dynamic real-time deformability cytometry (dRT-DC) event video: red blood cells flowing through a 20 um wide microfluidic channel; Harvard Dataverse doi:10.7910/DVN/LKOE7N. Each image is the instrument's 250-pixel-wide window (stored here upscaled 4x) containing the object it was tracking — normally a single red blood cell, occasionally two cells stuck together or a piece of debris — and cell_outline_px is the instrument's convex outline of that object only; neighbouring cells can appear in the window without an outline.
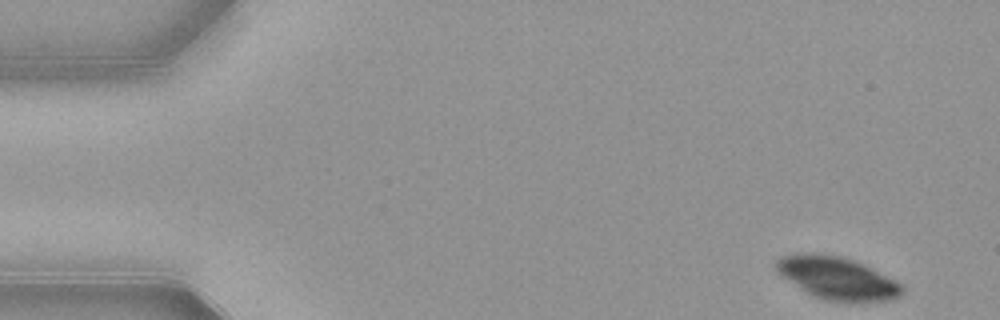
{"species": "common noctule bat (a hibernating species)", "species_latin": "Nyctalus noctula", "temperature_condition": "warm", "stored_images_in_passage": 51, "camera_frame_rate_fps": 3000, "um_per_image_px": 0.085, "animal": {"sex": "female", "body_mass_g": 21.9}, "frame": {"image": 1, "passage_image": 1, "time_ms": 0.0, "image_size_px": [1000, 320], "cell_outline_px": [[904, 292], [900, 296], [892, 300], [856, 304], [848, 304], [824, 300], [812, 296], [780, 276], [776, 272], [776, 260], [784, 256], [800, 252], [820, 252], [840, 256], [864, 264], [900, 284], [904, 288]], "centroid_in_image_um": [71.14, 23.68], "position_along_channel_um": 13.9, "area_um2": 32.08}}
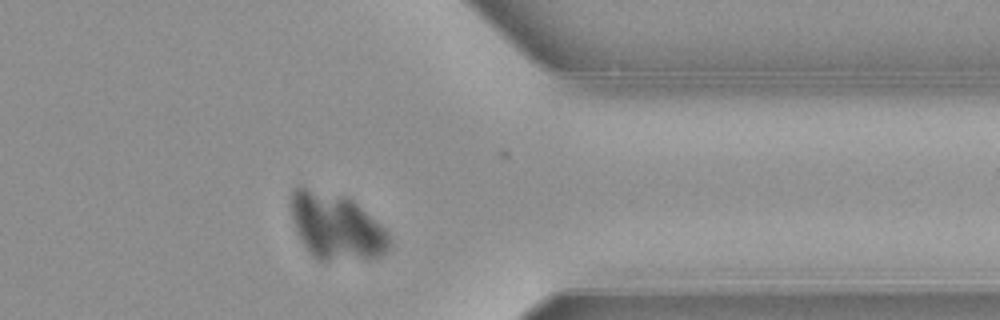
{"frame": {"image": 2, "passage_image": 40, "time_ms": 13.0, "image_size_px": [1000, 320], "cell_outline_px": [[388, 248], [380, 256], [328, 260], [316, 260], [308, 252], [300, 240], [296, 232], [288, 204], [288, 200], [292, 188], [296, 184], [300, 184], [352, 200], [380, 224], [388, 232]], "centroid_in_image_um": [28.45, 19.2], "position_along_channel_um": 383.0, "area_um2": 37.97}}
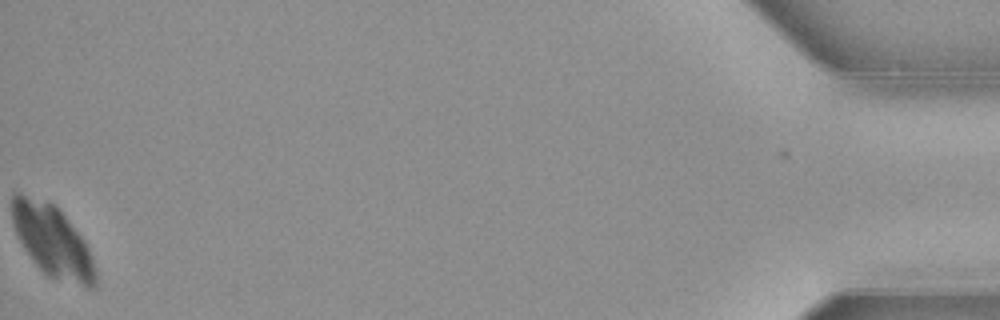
{"frame": {"image": 3, "passage_image": 51, "time_ms": 16.667, "image_size_px": [1000, 320], "cell_outline_px": [[96, 288], [88, 288], [48, 276], [28, 256], [12, 224], [12, 192], [20, 192], [48, 200], [56, 204], [84, 240], [92, 256], [96, 272]], "centroid_in_image_um": [4.45, 20.45], "position_along_channel_um": 430.8, "area_um2": 35.03}}